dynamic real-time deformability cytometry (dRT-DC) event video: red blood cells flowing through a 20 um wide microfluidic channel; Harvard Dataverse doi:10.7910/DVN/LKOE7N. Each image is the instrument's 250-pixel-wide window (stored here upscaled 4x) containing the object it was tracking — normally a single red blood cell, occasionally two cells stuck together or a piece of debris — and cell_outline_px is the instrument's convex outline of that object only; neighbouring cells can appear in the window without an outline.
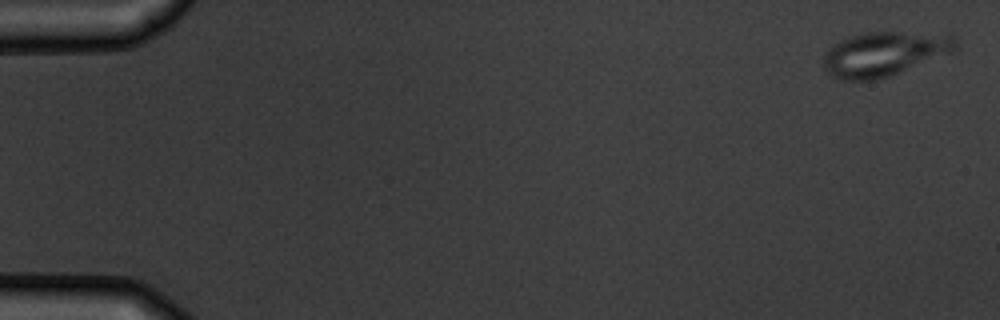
{"species": "common noctule bat (a hibernating species)", "species_latin": "Nyctalus noctula", "temperature_condition": "warm", "stored_images_in_passage": 5, "camera_frame_rate_fps": 3000, "um_per_image_px": 0.085, "animal": {"sex": "male", "body_mass_g": 19.5, "forearm_length_mm": 54.6}, "frame": {"image": 1, "passage_image": 1, "time_ms": 0.0, "image_size_px": [1000, 320], "cell_outline_px": [[956, 48], [952, 52], [888, 76], [872, 80], [840, 80], [832, 76], [824, 68], [824, 56], [828, 48], [832, 44], [840, 40], [864, 32], [948, 32], [956, 36]], "centroid_in_image_um": [75.19, 4.54], "position_along_channel_um": 9.8, "area_um2": 34.33}}